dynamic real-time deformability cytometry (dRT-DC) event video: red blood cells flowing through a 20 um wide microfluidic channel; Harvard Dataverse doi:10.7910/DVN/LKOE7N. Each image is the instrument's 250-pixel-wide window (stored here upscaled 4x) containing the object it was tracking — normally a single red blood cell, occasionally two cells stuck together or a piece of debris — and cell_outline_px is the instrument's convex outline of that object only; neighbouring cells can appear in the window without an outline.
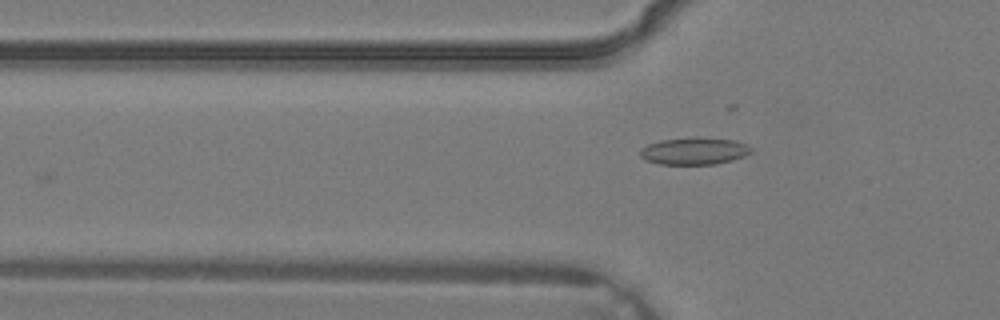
{"species": "common noctule bat (a hibernating species)", "species_latin": "Nyctalus noctula", "temperature_condition": "warm", "stored_images_in_passage": 4, "camera_frame_rate_fps": 3000, "um_per_image_px": 0.085, "animal": {"sex": "male", "body_mass_g": 19.2, "forearm_length_mm": 51.8}, "frame": {"image": 1, "passage_image": 4, "time_ms": 1.0, "image_size_px": [1000, 320], "cell_outline_px": [[752, 152], [744, 156], [732, 160], [716, 164], [660, 164], [644, 160], [640, 156], [640, 148], [648, 144], [660, 140], [696, 136], [736, 140], [752, 148]], "centroid_in_image_um": [58.99, 12.82], "position_along_channel_um": 66.8, "area_um2": 17.8}}